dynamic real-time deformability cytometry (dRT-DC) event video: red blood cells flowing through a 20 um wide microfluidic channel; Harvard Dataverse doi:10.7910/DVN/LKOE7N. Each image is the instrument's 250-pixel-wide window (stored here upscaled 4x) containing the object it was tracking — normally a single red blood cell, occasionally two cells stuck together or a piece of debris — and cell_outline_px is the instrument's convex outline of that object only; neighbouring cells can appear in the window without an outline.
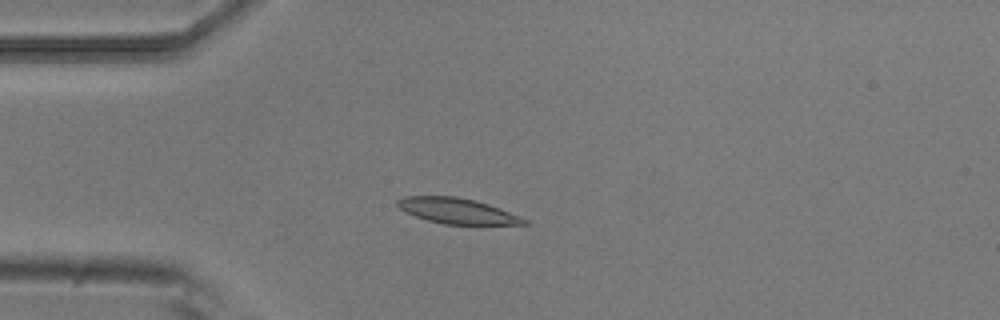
{"species": "common noctule bat (a hibernating species)", "species_latin": "Nyctalus noctula", "temperature_condition": "room temperature", "stored_images_in_passage": 4, "camera_frame_rate_fps": 3000, "um_per_image_px": 0.085, "animal": {"sex": "male", "body_mass_g": 20.5, "forearm_length_mm": 52.5}, "frame": {"image": 1, "passage_image": 4, "time_ms": 1.0, "image_size_px": [1000, 320], "cell_outline_px": [[532, 224], [444, 224], [428, 220], [416, 216], [400, 208], [396, 204], [396, 200], [404, 196], [456, 196], [476, 200], [488, 204], [520, 216], [528, 220]], "centroid_in_image_um": [38.88, 17.92], "position_along_channel_um": 46.1, "area_um2": 18.67}}